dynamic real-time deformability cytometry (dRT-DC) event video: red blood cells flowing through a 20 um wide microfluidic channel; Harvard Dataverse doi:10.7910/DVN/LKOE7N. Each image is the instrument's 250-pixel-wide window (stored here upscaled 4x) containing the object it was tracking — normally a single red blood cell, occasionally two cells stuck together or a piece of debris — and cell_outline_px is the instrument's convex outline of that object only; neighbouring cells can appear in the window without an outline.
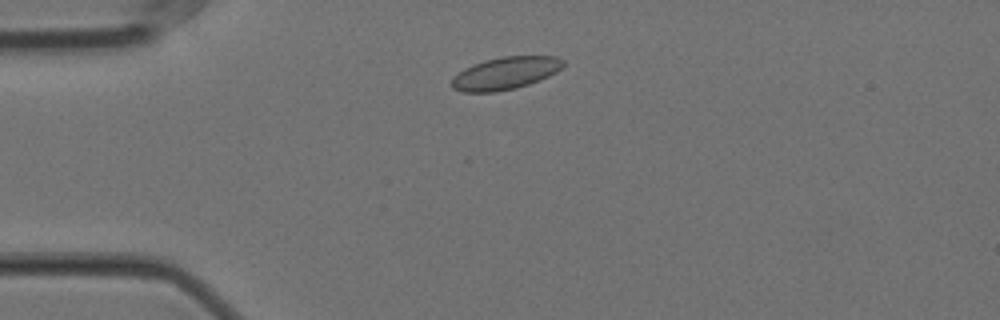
{"species": "Egyptian fruit bat (a non-hibernating species)", "species_latin": "Rousettus aegyptiacus", "temperature_condition": "cold", "stored_images_in_passage": 50, "camera_frame_rate_fps": 3000, "um_per_image_px": 0.085, "animal": {"sex": "female"}, "frame": {"image": 1, "passage_image": 6, "time_ms": 1.667, "image_size_px": [1000, 320], "cell_outline_px": [[564, 64], [556, 72], [540, 80], [516, 88], [496, 92], [460, 92], [452, 88], [452, 76], [464, 68], [472, 64], [484, 60], [504, 56], [556, 56], [564, 60]], "centroid_in_image_um": [42.92, 6.22], "position_along_channel_um": 42.1, "area_um2": 21.21}}
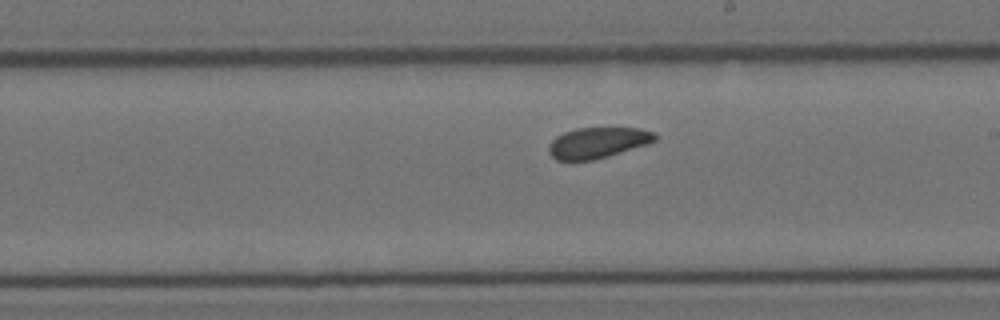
{"frame": {"image": 2, "passage_image": 25, "time_ms": 8.0, "image_size_px": [1000, 320], "cell_outline_px": [[656, 140], [648, 144], [608, 156], [592, 160], [556, 160], [548, 152], [548, 144], [556, 136], [564, 132], [576, 128], [640, 128], [652, 132], [656, 136]], "centroid_in_image_um": [50.77, 12.13], "position_along_channel_um": 238.2, "area_um2": 19.02}}
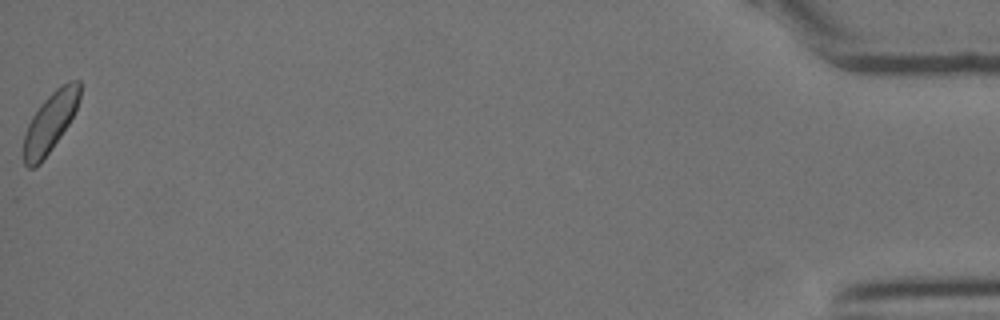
{"frame": {"image": 3, "passage_image": 50, "time_ms": 16.333, "image_size_px": [1000, 320], "cell_outline_px": [[80, 100], [68, 124], [60, 136], [40, 164], [36, 168], [28, 168], [24, 164], [24, 136], [28, 124], [32, 116], [40, 104], [60, 84], [68, 80], [80, 80]], "centroid_in_image_um": [4.26, 10.37], "position_along_channel_um": 430.9, "area_um2": 19.36}, "authors_computed_cell_mechanics": {"area_um2": 19.8543, "velocity_mm_per_s": 3.493, "shape_relaxation_time_tau1_ms": 3.3448, "shape_relaxation_time_tau2_ms": 2.605, "deformation_change_tau1": 0.0448, "deformation_change_tau2": 0.0676}}